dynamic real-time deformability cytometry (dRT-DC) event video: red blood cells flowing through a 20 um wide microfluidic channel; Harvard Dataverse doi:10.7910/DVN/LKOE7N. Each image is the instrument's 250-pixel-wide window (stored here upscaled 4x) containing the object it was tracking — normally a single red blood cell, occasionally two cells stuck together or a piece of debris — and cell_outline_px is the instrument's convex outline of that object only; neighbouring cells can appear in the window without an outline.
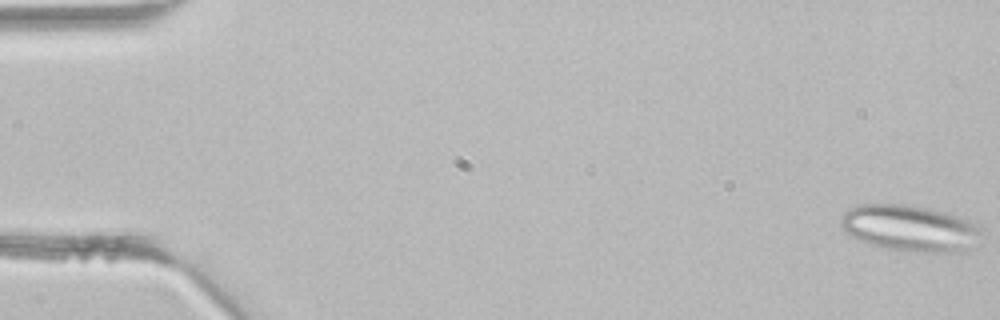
{"species": "common noctule bat (a hibernating species)", "species_latin": "Nyctalus noctula", "temperature_condition": "room temperature", "stored_images_in_passage": 43, "camera_frame_rate_fps": 3000, "um_per_image_px": 0.085, "animal": {"sex": "male", "body_mass_g": 21.5, "forearm_length_mm": 52.0}, "frame": {"image": 1, "passage_image": 1, "time_ms": 0.0, "image_size_px": [1000, 320], "cell_outline_px": [[984, 228], [968, 252], [908, 252], [880, 248], [856, 240], [840, 224], [840, 220], [844, 212], [848, 208], [860, 204], [908, 204], [932, 208], [960, 216], [980, 224]], "centroid_in_image_um": [77.37, 19.4], "position_along_channel_um": 7.6, "area_um2": 38.84}}
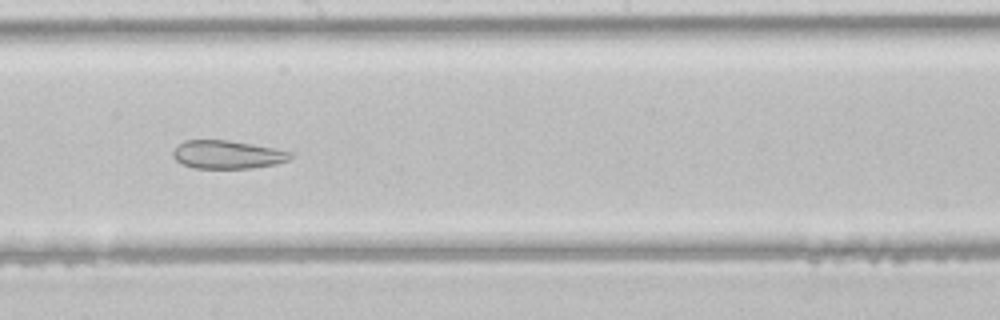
{"frame": {"image": 2, "passage_image": 24, "time_ms": 7.667, "image_size_px": [1000, 320], "cell_outline_px": [[292, 156], [288, 160], [276, 164], [252, 168], [192, 168], [176, 160], [172, 156], [172, 152], [184, 140], [228, 140], [272, 148], [292, 152]], "centroid_in_image_um": [19.31, 13.14], "position_along_channel_um": 228.9, "area_um2": 19.13}}
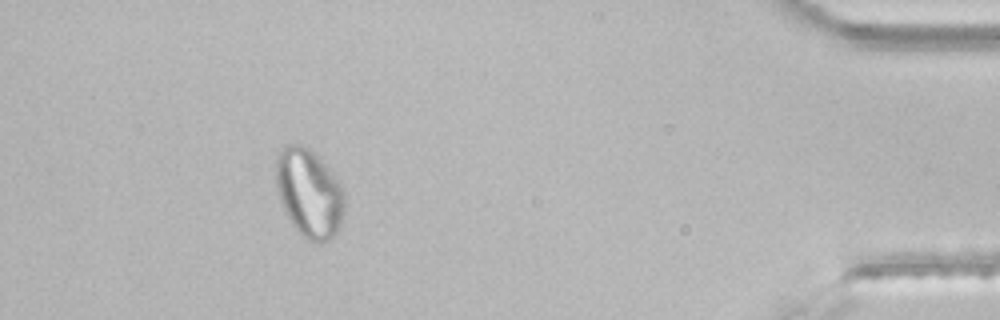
{"frame": {"image": 3, "passage_image": 39, "time_ms": 12.667, "image_size_px": [1000, 320], "cell_outline_px": [[344, 212], [340, 228], [332, 240], [320, 244], [308, 240], [292, 224], [284, 212], [276, 192], [276, 156], [284, 144], [300, 144], [308, 148], [332, 172], [344, 188]], "centroid_in_image_um": [26.28, 16.44], "position_along_channel_um": 408.9, "area_um2": 35.84}}